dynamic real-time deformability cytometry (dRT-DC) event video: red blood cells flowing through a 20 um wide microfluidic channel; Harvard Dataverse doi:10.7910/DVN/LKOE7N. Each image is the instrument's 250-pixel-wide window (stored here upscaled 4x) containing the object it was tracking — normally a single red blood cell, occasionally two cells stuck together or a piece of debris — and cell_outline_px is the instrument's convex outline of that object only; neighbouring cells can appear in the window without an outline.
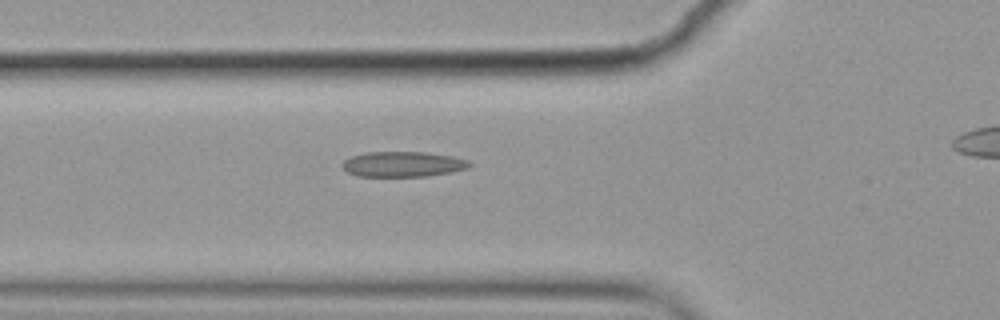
{"species": "common noctule bat (a hibernating species)", "species_latin": "Nyctalus noctula", "temperature_condition": "cold", "stored_images_in_passage": 4, "camera_frame_rate_fps": 3000, "um_per_image_px": 0.085, "animal": {"sex": "female", "body_mass_g": 19.9}, "frame": {"image": 1, "passage_image": 4, "time_ms": 1.0, "image_size_px": [1000, 320], "cell_outline_px": [[472, 164], [468, 168], [452, 172], [428, 176], [360, 176], [348, 172], [340, 164], [344, 160], [352, 156], [368, 152], [424, 152], [452, 156], [468, 160]], "centroid_in_image_um": [34.27, 13.95], "position_along_channel_um": 91.5, "area_um2": 18.67}}